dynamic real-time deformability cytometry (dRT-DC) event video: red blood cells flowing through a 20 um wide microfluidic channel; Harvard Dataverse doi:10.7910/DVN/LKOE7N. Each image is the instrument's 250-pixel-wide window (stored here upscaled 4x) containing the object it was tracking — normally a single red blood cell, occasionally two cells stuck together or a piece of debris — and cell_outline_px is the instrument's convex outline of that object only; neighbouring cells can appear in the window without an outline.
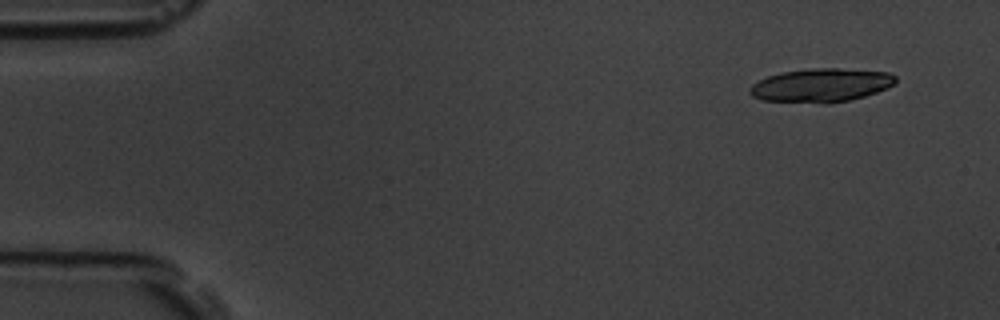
{"species": "common noctule bat (a hibernating species)", "species_latin": "Nyctalus noctula", "temperature_condition": "room temperature", "stored_images_in_passage": 6, "camera_frame_rate_fps": 3000, "um_per_image_px": 0.085, "animal": {"sex": "male", "body_mass_g": 19.5, "forearm_length_mm": 54.6}, "frame": {"image": 1, "passage_image": 1, "time_ms": 0.0, "image_size_px": [1000, 320], "cell_outline_px": [[896, 84], [888, 88], [864, 96], [848, 100], [828, 104], [820, 104], [764, 100], [752, 96], [748, 92], [748, 88], [752, 84], [768, 76], [784, 72], [812, 68], [840, 68], [888, 72], [896, 76]], "centroid_in_image_um": [69.81, 7.25], "position_along_channel_um": 15.2, "area_um2": 28.73}}